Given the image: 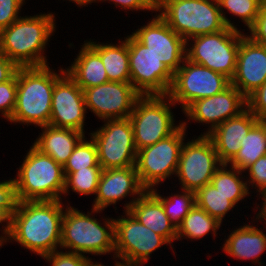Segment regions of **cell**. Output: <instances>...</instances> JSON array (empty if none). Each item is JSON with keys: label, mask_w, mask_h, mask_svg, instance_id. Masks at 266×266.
Wrapping results in <instances>:
<instances>
[{"label": "cell", "mask_w": 266, "mask_h": 266, "mask_svg": "<svg viewBox=\"0 0 266 266\" xmlns=\"http://www.w3.org/2000/svg\"><path fill=\"white\" fill-rule=\"evenodd\" d=\"M64 204L62 200L18 201L10 234L1 247L15 242L41 258L60 249Z\"/></svg>", "instance_id": "1"}, {"label": "cell", "mask_w": 266, "mask_h": 266, "mask_svg": "<svg viewBox=\"0 0 266 266\" xmlns=\"http://www.w3.org/2000/svg\"><path fill=\"white\" fill-rule=\"evenodd\" d=\"M55 15L47 12L20 16L0 31V51L17 67L49 65L45 50L57 28Z\"/></svg>", "instance_id": "2"}, {"label": "cell", "mask_w": 266, "mask_h": 266, "mask_svg": "<svg viewBox=\"0 0 266 266\" xmlns=\"http://www.w3.org/2000/svg\"><path fill=\"white\" fill-rule=\"evenodd\" d=\"M56 71L49 65L18 67L16 104L8 122L27 127L49 125L54 85L66 72L62 67Z\"/></svg>", "instance_id": "3"}, {"label": "cell", "mask_w": 266, "mask_h": 266, "mask_svg": "<svg viewBox=\"0 0 266 266\" xmlns=\"http://www.w3.org/2000/svg\"><path fill=\"white\" fill-rule=\"evenodd\" d=\"M87 214L66 204L61 230L60 249L81 255H115V223L113 217L95 218L103 210L91 208ZM92 214H91V213ZM94 214V215H93ZM103 225V226H102ZM86 254V255H85Z\"/></svg>", "instance_id": "4"}, {"label": "cell", "mask_w": 266, "mask_h": 266, "mask_svg": "<svg viewBox=\"0 0 266 266\" xmlns=\"http://www.w3.org/2000/svg\"><path fill=\"white\" fill-rule=\"evenodd\" d=\"M24 155L15 178L17 201H52L64 197L63 167L33 144Z\"/></svg>", "instance_id": "5"}, {"label": "cell", "mask_w": 266, "mask_h": 266, "mask_svg": "<svg viewBox=\"0 0 266 266\" xmlns=\"http://www.w3.org/2000/svg\"><path fill=\"white\" fill-rule=\"evenodd\" d=\"M156 12L185 41L227 27L218 0H156Z\"/></svg>", "instance_id": "6"}, {"label": "cell", "mask_w": 266, "mask_h": 266, "mask_svg": "<svg viewBox=\"0 0 266 266\" xmlns=\"http://www.w3.org/2000/svg\"><path fill=\"white\" fill-rule=\"evenodd\" d=\"M176 104L168 95H141L129 116L137 150L151 146L173 134L181 125L175 122L171 107Z\"/></svg>", "instance_id": "7"}, {"label": "cell", "mask_w": 266, "mask_h": 266, "mask_svg": "<svg viewBox=\"0 0 266 266\" xmlns=\"http://www.w3.org/2000/svg\"><path fill=\"white\" fill-rule=\"evenodd\" d=\"M241 31L226 27L216 33L190 38L186 41V58L231 80L236 70L240 40L245 34Z\"/></svg>", "instance_id": "8"}, {"label": "cell", "mask_w": 266, "mask_h": 266, "mask_svg": "<svg viewBox=\"0 0 266 266\" xmlns=\"http://www.w3.org/2000/svg\"><path fill=\"white\" fill-rule=\"evenodd\" d=\"M186 131L181 125L173 134L137 151L135 167L146 190L158 188L159 184L176 175L181 148L187 138Z\"/></svg>", "instance_id": "9"}, {"label": "cell", "mask_w": 266, "mask_h": 266, "mask_svg": "<svg viewBox=\"0 0 266 266\" xmlns=\"http://www.w3.org/2000/svg\"><path fill=\"white\" fill-rule=\"evenodd\" d=\"M124 215L114 218L115 223V255L123 262L146 264L157 249L163 245H174L165 237L155 233L150 228L141 224L129 211Z\"/></svg>", "instance_id": "10"}, {"label": "cell", "mask_w": 266, "mask_h": 266, "mask_svg": "<svg viewBox=\"0 0 266 266\" xmlns=\"http://www.w3.org/2000/svg\"><path fill=\"white\" fill-rule=\"evenodd\" d=\"M187 140L181 148L175 178H178V185L182 190L196 192L210 184L214 173L223 163L208 135H199Z\"/></svg>", "instance_id": "11"}, {"label": "cell", "mask_w": 266, "mask_h": 266, "mask_svg": "<svg viewBox=\"0 0 266 266\" xmlns=\"http://www.w3.org/2000/svg\"><path fill=\"white\" fill-rule=\"evenodd\" d=\"M231 85V80L187 58L173 74L169 98L183 112L192 102L221 93Z\"/></svg>", "instance_id": "12"}, {"label": "cell", "mask_w": 266, "mask_h": 266, "mask_svg": "<svg viewBox=\"0 0 266 266\" xmlns=\"http://www.w3.org/2000/svg\"><path fill=\"white\" fill-rule=\"evenodd\" d=\"M103 123L96 131L89 133L95 142L102 169L135 166L138 150L130 119L104 120Z\"/></svg>", "instance_id": "13"}, {"label": "cell", "mask_w": 266, "mask_h": 266, "mask_svg": "<svg viewBox=\"0 0 266 266\" xmlns=\"http://www.w3.org/2000/svg\"><path fill=\"white\" fill-rule=\"evenodd\" d=\"M130 83L140 95H168L173 73L132 34L128 35Z\"/></svg>", "instance_id": "14"}, {"label": "cell", "mask_w": 266, "mask_h": 266, "mask_svg": "<svg viewBox=\"0 0 266 266\" xmlns=\"http://www.w3.org/2000/svg\"><path fill=\"white\" fill-rule=\"evenodd\" d=\"M246 107V97L235 86L230 85L221 93L192 102L183 111L188 120H182V125L187 129L188 122L206 124L208 128L201 135H208L221 123L237 116Z\"/></svg>", "instance_id": "15"}, {"label": "cell", "mask_w": 266, "mask_h": 266, "mask_svg": "<svg viewBox=\"0 0 266 266\" xmlns=\"http://www.w3.org/2000/svg\"><path fill=\"white\" fill-rule=\"evenodd\" d=\"M87 111L99 120L129 118L141 96L130 82L109 81L83 90Z\"/></svg>", "instance_id": "16"}, {"label": "cell", "mask_w": 266, "mask_h": 266, "mask_svg": "<svg viewBox=\"0 0 266 266\" xmlns=\"http://www.w3.org/2000/svg\"><path fill=\"white\" fill-rule=\"evenodd\" d=\"M132 35L174 74L186 58V41L155 12Z\"/></svg>", "instance_id": "17"}, {"label": "cell", "mask_w": 266, "mask_h": 266, "mask_svg": "<svg viewBox=\"0 0 266 266\" xmlns=\"http://www.w3.org/2000/svg\"><path fill=\"white\" fill-rule=\"evenodd\" d=\"M87 113L83 90L65 72L54 85L49 125L86 134Z\"/></svg>", "instance_id": "18"}, {"label": "cell", "mask_w": 266, "mask_h": 266, "mask_svg": "<svg viewBox=\"0 0 266 266\" xmlns=\"http://www.w3.org/2000/svg\"><path fill=\"white\" fill-rule=\"evenodd\" d=\"M145 191L146 189L139 181L135 166L105 169L102 170L92 208L104 211L109 206L114 205V209L117 210L116 203L131 197V200L123 203V211H129L133 203Z\"/></svg>", "instance_id": "19"}, {"label": "cell", "mask_w": 266, "mask_h": 266, "mask_svg": "<svg viewBox=\"0 0 266 266\" xmlns=\"http://www.w3.org/2000/svg\"><path fill=\"white\" fill-rule=\"evenodd\" d=\"M266 81V47L246 33L240 40L236 70L231 85L246 98Z\"/></svg>", "instance_id": "20"}, {"label": "cell", "mask_w": 266, "mask_h": 266, "mask_svg": "<svg viewBox=\"0 0 266 266\" xmlns=\"http://www.w3.org/2000/svg\"><path fill=\"white\" fill-rule=\"evenodd\" d=\"M257 122L258 119L246 107L208 134L223 164H228L235 157L241 147V140Z\"/></svg>", "instance_id": "21"}, {"label": "cell", "mask_w": 266, "mask_h": 266, "mask_svg": "<svg viewBox=\"0 0 266 266\" xmlns=\"http://www.w3.org/2000/svg\"><path fill=\"white\" fill-rule=\"evenodd\" d=\"M252 224L253 222L249 221L237 228L233 227L234 229L229 231L227 239L224 236L221 249L228 256L238 261L251 260L252 264L258 263L259 266H262L263 264L259 257L266 251V234L264 233L266 226L258 229L257 225Z\"/></svg>", "instance_id": "22"}, {"label": "cell", "mask_w": 266, "mask_h": 266, "mask_svg": "<svg viewBox=\"0 0 266 266\" xmlns=\"http://www.w3.org/2000/svg\"><path fill=\"white\" fill-rule=\"evenodd\" d=\"M129 212L141 224L165 237L171 244L176 240L177 228L166 215L161 201L150 190H146L133 203Z\"/></svg>", "instance_id": "23"}, {"label": "cell", "mask_w": 266, "mask_h": 266, "mask_svg": "<svg viewBox=\"0 0 266 266\" xmlns=\"http://www.w3.org/2000/svg\"><path fill=\"white\" fill-rule=\"evenodd\" d=\"M41 134L33 145L42 153L52 157L62 167L67 163L75 146L85 136L74 129L59 128L51 125L41 126Z\"/></svg>", "instance_id": "24"}, {"label": "cell", "mask_w": 266, "mask_h": 266, "mask_svg": "<svg viewBox=\"0 0 266 266\" xmlns=\"http://www.w3.org/2000/svg\"><path fill=\"white\" fill-rule=\"evenodd\" d=\"M81 46L66 73L82 90L109 82L100 55L86 41Z\"/></svg>", "instance_id": "25"}, {"label": "cell", "mask_w": 266, "mask_h": 266, "mask_svg": "<svg viewBox=\"0 0 266 266\" xmlns=\"http://www.w3.org/2000/svg\"><path fill=\"white\" fill-rule=\"evenodd\" d=\"M85 41L100 55L109 81L130 82L128 35L117 44Z\"/></svg>", "instance_id": "26"}, {"label": "cell", "mask_w": 266, "mask_h": 266, "mask_svg": "<svg viewBox=\"0 0 266 266\" xmlns=\"http://www.w3.org/2000/svg\"><path fill=\"white\" fill-rule=\"evenodd\" d=\"M221 225L218 220L195 204L177 227L176 240L197 241L206 235L209 236V232L214 238L218 235L217 232Z\"/></svg>", "instance_id": "27"}, {"label": "cell", "mask_w": 266, "mask_h": 266, "mask_svg": "<svg viewBox=\"0 0 266 266\" xmlns=\"http://www.w3.org/2000/svg\"><path fill=\"white\" fill-rule=\"evenodd\" d=\"M210 184L220 193L229 197V200H231L236 207L240 201H245L246 197L253 196L248 190L244 172L237 168L230 167L228 164H222L214 173Z\"/></svg>", "instance_id": "28"}, {"label": "cell", "mask_w": 266, "mask_h": 266, "mask_svg": "<svg viewBox=\"0 0 266 266\" xmlns=\"http://www.w3.org/2000/svg\"><path fill=\"white\" fill-rule=\"evenodd\" d=\"M240 144L238 153L228 165L244 171L249 165L266 154V133L262 125L257 122Z\"/></svg>", "instance_id": "29"}, {"label": "cell", "mask_w": 266, "mask_h": 266, "mask_svg": "<svg viewBox=\"0 0 266 266\" xmlns=\"http://www.w3.org/2000/svg\"><path fill=\"white\" fill-rule=\"evenodd\" d=\"M195 204L223 224L228 213L236 205L229 197L220 193L212 184H207L195 192Z\"/></svg>", "instance_id": "30"}, {"label": "cell", "mask_w": 266, "mask_h": 266, "mask_svg": "<svg viewBox=\"0 0 266 266\" xmlns=\"http://www.w3.org/2000/svg\"><path fill=\"white\" fill-rule=\"evenodd\" d=\"M222 17L227 27L241 30L225 15L226 12L244 22L247 30L254 24L265 0H218ZM227 10V11H224ZM230 12V13H229Z\"/></svg>", "instance_id": "31"}, {"label": "cell", "mask_w": 266, "mask_h": 266, "mask_svg": "<svg viewBox=\"0 0 266 266\" xmlns=\"http://www.w3.org/2000/svg\"><path fill=\"white\" fill-rule=\"evenodd\" d=\"M162 203L169 220L177 228L190 209L195 205V192L180 190L168 196L160 194V190L153 188L150 190Z\"/></svg>", "instance_id": "32"}, {"label": "cell", "mask_w": 266, "mask_h": 266, "mask_svg": "<svg viewBox=\"0 0 266 266\" xmlns=\"http://www.w3.org/2000/svg\"><path fill=\"white\" fill-rule=\"evenodd\" d=\"M102 167H87L75 172H63L65 176V187L63 195L75 192L82 196H96L98 183L102 173Z\"/></svg>", "instance_id": "33"}, {"label": "cell", "mask_w": 266, "mask_h": 266, "mask_svg": "<svg viewBox=\"0 0 266 266\" xmlns=\"http://www.w3.org/2000/svg\"><path fill=\"white\" fill-rule=\"evenodd\" d=\"M15 182L13 178L0 181V245L9 236L12 225V214L17 205Z\"/></svg>", "instance_id": "34"}, {"label": "cell", "mask_w": 266, "mask_h": 266, "mask_svg": "<svg viewBox=\"0 0 266 266\" xmlns=\"http://www.w3.org/2000/svg\"><path fill=\"white\" fill-rule=\"evenodd\" d=\"M85 136L75 146L73 153L63 167V172H75L87 167H101L95 142Z\"/></svg>", "instance_id": "35"}, {"label": "cell", "mask_w": 266, "mask_h": 266, "mask_svg": "<svg viewBox=\"0 0 266 266\" xmlns=\"http://www.w3.org/2000/svg\"><path fill=\"white\" fill-rule=\"evenodd\" d=\"M17 71L5 82L0 83V114L2 119L9 121L16 104Z\"/></svg>", "instance_id": "36"}, {"label": "cell", "mask_w": 266, "mask_h": 266, "mask_svg": "<svg viewBox=\"0 0 266 266\" xmlns=\"http://www.w3.org/2000/svg\"><path fill=\"white\" fill-rule=\"evenodd\" d=\"M248 190L256 189L259 193L266 189V154L249 165L244 171ZM251 186V187H250Z\"/></svg>", "instance_id": "37"}, {"label": "cell", "mask_w": 266, "mask_h": 266, "mask_svg": "<svg viewBox=\"0 0 266 266\" xmlns=\"http://www.w3.org/2000/svg\"><path fill=\"white\" fill-rule=\"evenodd\" d=\"M78 253L69 252L61 249L55 250L52 253L42 257L50 263L51 266H86L90 257Z\"/></svg>", "instance_id": "38"}, {"label": "cell", "mask_w": 266, "mask_h": 266, "mask_svg": "<svg viewBox=\"0 0 266 266\" xmlns=\"http://www.w3.org/2000/svg\"><path fill=\"white\" fill-rule=\"evenodd\" d=\"M26 0H0V31L9 27L22 13Z\"/></svg>", "instance_id": "39"}, {"label": "cell", "mask_w": 266, "mask_h": 266, "mask_svg": "<svg viewBox=\"0 0 266 266\" xmlns=\"http://www.w3.org/2000/svg\"><path fill=\"white\" fill-rule=\"evenodd\" d=\"M101 1V2H100ZM111 4H114L115 7L117 8L119 6L122 11L126 12L127 11H132L133 10L137 13V11H151L156 12V0H89L88 5H92V3H106V2ZM127 10V11H126Z\"/></svg>", "instance_id": "40"}, {"label": "cell", "mask_w": 266, "mask_h": 266, "mask_svg": "<svg viewBox=\"0 0 266 266\" xmlns=\"http://www.w3.org/2000/svg\"><path fill=\"white\" fill-rule=\"evenodd\" d=\"M247 108L258 119L266 115V81L247 98Z\"/></svg>", "instance_id": "41"}, {"label": "cell", "mask_w": 266, "mask_h": 266, "mask_svg": "<svg viewBox=\"0 0 266 266\" xmlns=\"http://www.w3.org/2000/svg\"><path fill=\"white\" fill-rule=\"evenodd\" d=\"M246 33L253 41L266 47V3L261 7L254 24Z\"/></svg>", "instance_id": "42"}, {"label": "cell", "mask_w": 266, "mask_h": 266, "mask_svg": "<svg viewBox=\"0 0 266 266\" xmlns=\"http://www.w3.org/2000/svg\"><path fill=\"white\" fill-rule=\"evenodd\" d=\"M18 67L0 51V83L8 81Z\"/></svg>", "instance_id": "43"}, {"label": "cell", "mask_w": 266, "mask_h": 266, "mask_svg": "<svg viewBox=\"0 0 266 266\" xmlns=\"http://www.w3.org/2000/svg\"><path fill=\"white\" fill-rule=\"evenodd\" d=\"M257 195H259V196H257ZM257 195H256V197L261 198V200H259L261 202H260V204L255 203L256 207H254L255 209L254 208H252V209L254 210V212H255V210L257 212L258 211L257 209H259V211L257 213H255L256 215L253 216V218H251V219L254 222V224H255V220L257 223L264 221L262 224H264L266 226V189L257 193Z\"/></svg>", "instance_id": "44"}, {"label": "cell", "mask_w": 266, "mask_h": 266, "mask_svg": "<svg viewBox=\"0 0 266 266\" xmlns=\"http://www.w3.org/2000/svg\"><path fill=\"white\" fill-rule=\"evenodd\" d=\"M115 261V266H142V264L126 263L118 259L117 257H112ZM119 260V261H118Z\"/></svg>", "instance_id": "45"}, {"label": "cell", "mask_w": 266, "mask_h": 266, "mask_svg": "<svg viewBox=\"0 0 266 266\" xmlns=\"http://www.w3.org/2000/svg\"><path fill=\"white\" fill-rule=\"evenodd\" d=\"M63 1H65V0H63ZM67 1H69V3L71 2V3H75L76 4V6L77 7H81V8H83V7H87L88 6V3H89V0H67Z\"/></svg>", "instance_id": "46"}, {"label": "cell", "mask_w": 266, "mask_h": 266, "mask_svg": "<svg viewBox=\"0 0 266 266\" xmlns=\"http://www.w3.org/2000/svg\"><path fill=\"white\" fill-rule=\"evenodd\" d=\"M86 266H105V265L101 262H97V261L95 262V260L92 261V258H90ZM114 266H115V263H114Z\"/></svg>", "instance_id": "47"}, {"label": "cell", "mask_w": 266, "mask_h": 266, "mask_svg": "<svg viewBox=\"0 0 266 266\" xmlns=\"http://www.w3.org/2000/svg\"><path fill=\"white\" fill-rule=\"evenodd\" d=\"M258 122L262 125L266 133V115L259 117Z\"/></svg>", "instance_id": "48"}]
</instances>
